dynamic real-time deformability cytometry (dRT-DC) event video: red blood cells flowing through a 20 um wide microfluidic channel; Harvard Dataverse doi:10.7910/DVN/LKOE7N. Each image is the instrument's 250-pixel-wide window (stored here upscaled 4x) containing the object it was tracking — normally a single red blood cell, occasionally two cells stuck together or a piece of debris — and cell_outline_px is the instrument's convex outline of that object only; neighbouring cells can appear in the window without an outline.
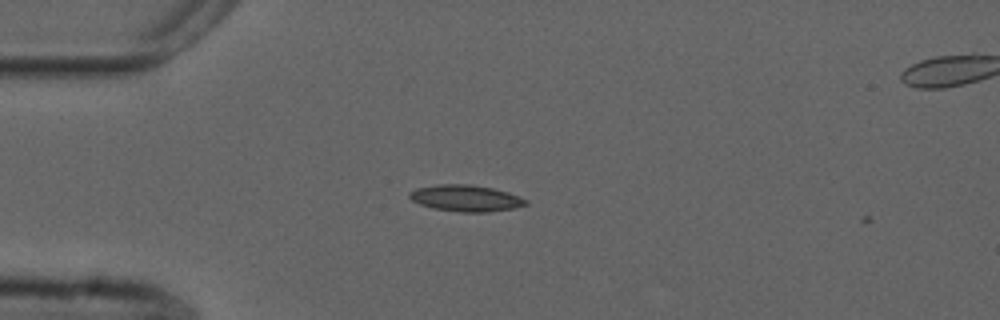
{"species": "common noctule bat (a hibernating species)", "species_latin": "Nyctalus noctula", "temperature_condition": "cold", "stored_images_in_passage": 6, "camera_frame_rate_fps": 3000, "um_per_image_px": 0.085, "animal": {"sex": "male", "forearm_length_mm": 52.5}, "frame": {"image": 1, "passage_image": 1, "time_ms": 0.0, "image_size_px": [1000, 320], "cell_outline_px": [[528, 204], [512, 208], [488, 212], [460, 212], [432, 208], [420, 204], [412, 200], [408, 196], [408, 192], [416, 188], [436, 184], [472, 184], [492, 188], [508, 192], [528, 200]], "centroid_in_image_um": [39.56, 16.84], "position_along_channel_um": 45.4, "area_um2": 17.98}}
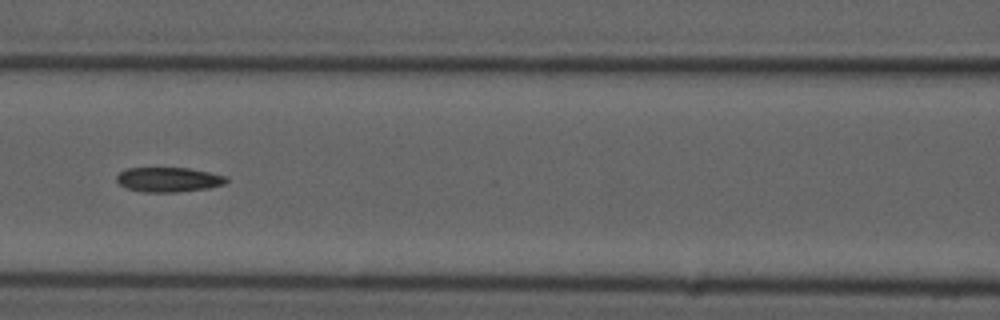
{"frame": {"image": 2, "passage_image": 4, "time_ms": 1.0, "image_size_px": [1000, 320], "cell_outline_px": [[228, 180], [224, 184], [208, 188], [176, 192], [144, 192], [128, 188], [120, 184], [116, 180], [116, 176], [120, 172], [128, 168], [188, 168], [228, 176]], "centroid_in_image_um": [14.34, 15.26], "position_along_channel_um": 152.3, "area_um2": 15.66}}
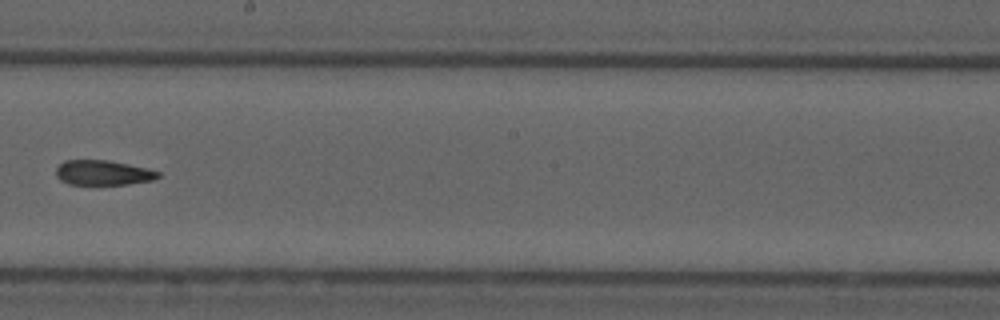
{"frame": {"image": 3, "passage_image": 6, "time_ms": 1.667, "image_size_px": [1000, 320], "cell_outline_px": [[160, 176], [152, 180], [128, 184], [68, 184], [60, 180], [56, 176], [56, 168], [64, 160], [108, 160], [148, 168], [160, 172]], "centroid_in_image_um": [8.75, 14.67], "position_along_channel_um": 239.5, "area_um2": 14.8}}